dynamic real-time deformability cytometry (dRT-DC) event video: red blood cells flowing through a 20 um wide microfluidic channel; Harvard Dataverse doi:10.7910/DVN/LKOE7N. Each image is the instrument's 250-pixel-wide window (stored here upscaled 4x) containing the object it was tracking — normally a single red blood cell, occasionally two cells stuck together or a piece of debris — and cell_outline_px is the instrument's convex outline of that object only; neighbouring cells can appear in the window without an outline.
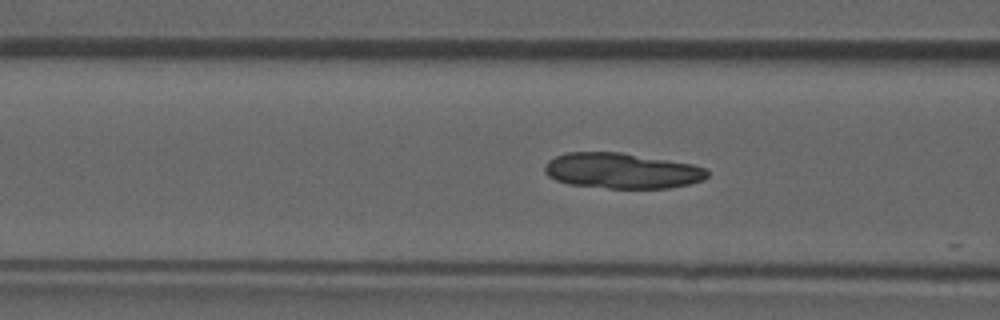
{"species": "common noctule bat (a hibernating species)", "species_latin": "Nyctalus noctula", "temperature_condition": "room temperature", "stored_images_in_passage": 4, "camera_frame_rate_fps": 3000, "um_per_image_px": 0.085, "animal": {"sex": "male", "forearm_length_mm": 52.5}, "frame": {"image": 1, "passage_image": 3, "time_ms": 0.667, "image_size_px": [1000, 320], "cell_outline_px": [[708, 176], [704, 180], [688, 184], [668, 188], [608, 188], [568, 184], [556, 180], [548, 176], [544, 172], [544, 164], [548, 160], [556, 156], [568, 152], [620, 152], [692, 164], [704, 168], [708, 172]], "centroid_in_image_um": [52.82, 14.51], "position_along_channel_um": 113.8, "area_um2": 33.64}}